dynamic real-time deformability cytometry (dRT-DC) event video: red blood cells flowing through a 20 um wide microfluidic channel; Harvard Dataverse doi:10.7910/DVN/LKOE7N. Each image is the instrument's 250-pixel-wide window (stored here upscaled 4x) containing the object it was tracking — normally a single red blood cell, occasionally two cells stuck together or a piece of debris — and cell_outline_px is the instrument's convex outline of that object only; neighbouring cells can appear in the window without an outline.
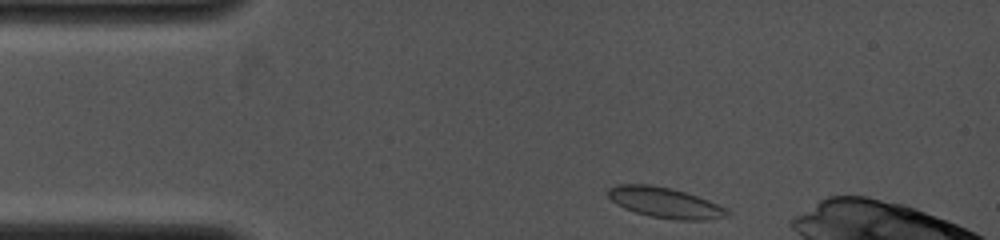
{"species": "common noctule bat (a hibernating species)", "species_latin": "Nyctalus noctula", "temperature_condition": "cold", "stored_images_in_passage": 3, "camera_frame_rate_fps": 4000, "um_per_image_px": 0.085, "animal": {"sex": "female", "body_mass_g": 19.0, "forearm_length_mm": 53.3}, "frame": {"image": 1, "passage_image": 1, "time_ms": 0.0, "image_size_px": [1000, 240], "cell_outline_px": [[732, 212], [728, 216], [704, 220], [676, 220], [648, 216], [624, 208], [616, 204], [608, 196], [608, 188], [616, 184], [648, 184], [672, 188], [708, 200], [728, 208]], "centroid_in_image_um": [56.54, 17.23], "position_along_channel_um": 28.5, "area_um2": 21.27}}
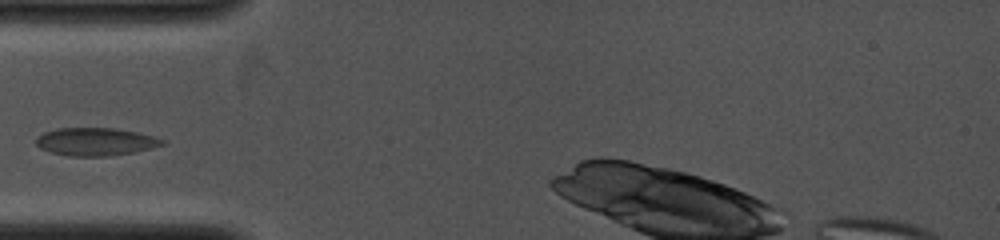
{"frame": {"image": 2, "passage_image": 3, "time_ms": 2.25, "image_size_px": [1000, 240], "cell_outline_px": [[168, 144], [136, 152], [108, 156], [68, 156], [52, 152], [40, 148], [36, 144], [36, 136], [44, 132], [56, 128], [116, 128], [156, 136], [168, 140]], "centroid_in_image_um": [8.19, 12.04], "position_along_channel_um": 76.8, "area_um2": 20.87}}